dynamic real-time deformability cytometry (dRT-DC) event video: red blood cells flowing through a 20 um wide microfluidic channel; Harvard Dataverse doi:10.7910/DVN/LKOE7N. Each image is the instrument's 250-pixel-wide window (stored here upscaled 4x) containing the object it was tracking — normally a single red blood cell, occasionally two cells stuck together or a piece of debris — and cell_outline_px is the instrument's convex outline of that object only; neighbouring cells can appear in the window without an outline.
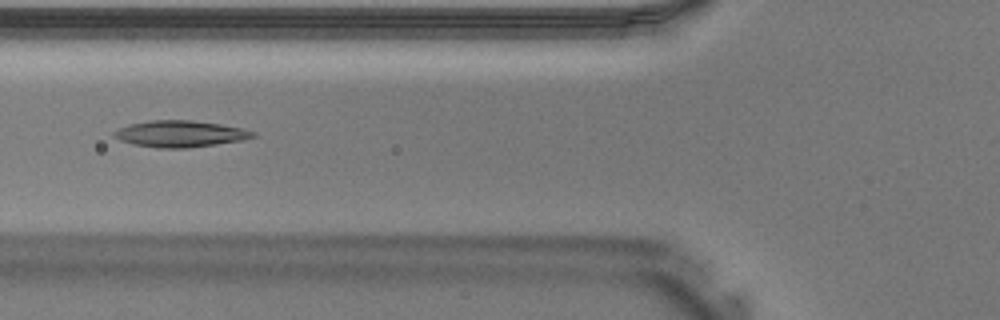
{"species": "Egyptian fruit bat (a non-hibernating species)", "species_latin": "Rousettus aegyptiacus", "temperature_condition": "warm", "stored_images_in_passage": 29, "camera_frame_rate_fps": 3000, "um_per_image_px": 0.085, "animal": {"sex": "male"}, "frame": {"image": 1, "passage_image": 4, "time_ms": 1.0, "image_size_px": [1000, 320], "cell_outline_px": [[256, 136], [244, 140], [188, 148], [156, 148], [132, 144], [120, 140], [112, 136], [112, 132], [128, 124], [152, 120], [192, 120], [220, 124], [244, 128], [256, 132]], "centroid_in_image_um": [15.32, 11.38], "position_along_channel_um": 110.5, "area_um2": 21.62}}
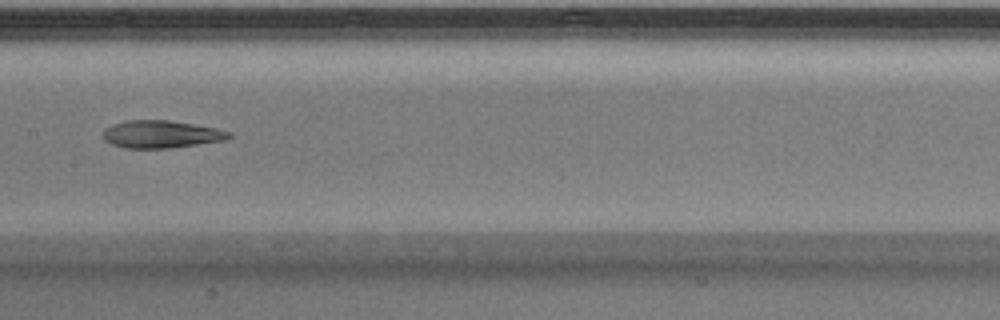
{"frame": {"image": 2, "passage_image": 9, "time_ms": 2.667, "image_size_px": [1000, 320], "cell_outline_px": [[232, 136], [224, 140], [168, 148], [124, 148], [112, 144], [104, 140], [104, 128], [112, 124], [124, 120], [168, 120], [216, 128], [232, 132]], "centroid_in_image_um": [13.67, 11.4], "position_along_channel_um": 193.7, "area_um2": 20.11}}
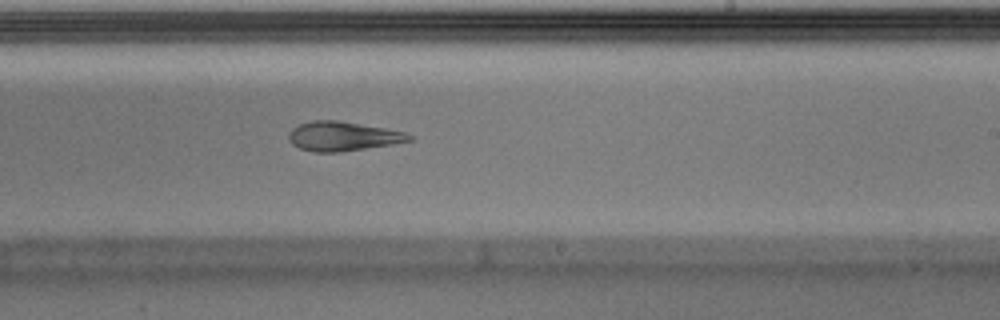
{"frame": {"image": 3, "passage_image": 13, "time_ms": 4.0, "image_size_px": [1000, 320], "cell_outline_px": [[416, 140], [392, 144], [340, 152], [316, 152], [300, 148], [292, 144], [288, 136], [288, 132], [292, 128], [300, 124], [312, 120], [336, 120], [408, 132], [416, 136]], "centroid_in_image_um": [29.2, 11.58], "position_along_channel_um": 259.8, "area_um2": 20.69}}